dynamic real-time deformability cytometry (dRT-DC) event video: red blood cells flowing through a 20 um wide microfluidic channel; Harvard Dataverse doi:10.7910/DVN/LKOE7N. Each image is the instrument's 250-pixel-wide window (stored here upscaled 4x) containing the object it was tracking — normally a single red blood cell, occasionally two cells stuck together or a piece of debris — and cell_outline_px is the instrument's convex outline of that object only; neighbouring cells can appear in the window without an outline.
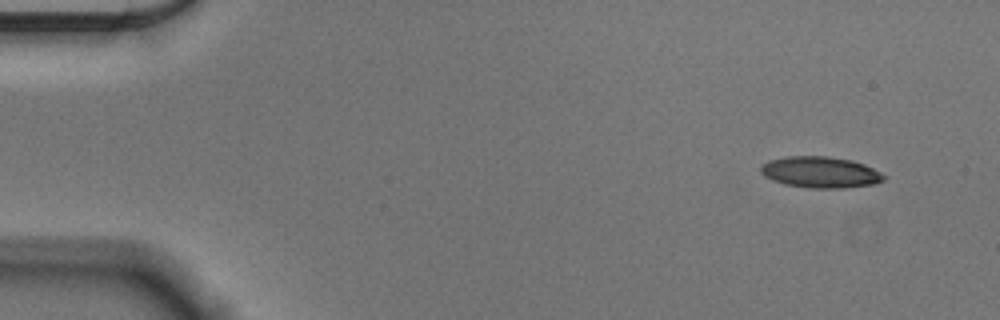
{"species": "Egyptian fruit bat (a non-hibernating species)", "species_latin": "Rousettus aegyptiacus", "temperature_condition": "cold", "stored_images_in_passage": 52, "camera_frame_rate_fps": 3000, "um_per_image_px": 0.085, "animal": {"sex": "male"}, "frame": {"image": 1, "passage_image": 1, "time_ms": 0.0, "image_size_px": [1000, 320], "cell_outline_px": [[888, 176], [884, 180], [876, 184], [844, 188], [812, 188], [784, 184], [772, 180], [764, 176], [760, 172], [760, 168], [768, 160], [784, 156], [828, 156], [852, 160], [864, 164]], "centroid_in_image_um": [69.75, 14.64], "position_along_channel_um": 15.3, "area_um2": 22.6}}
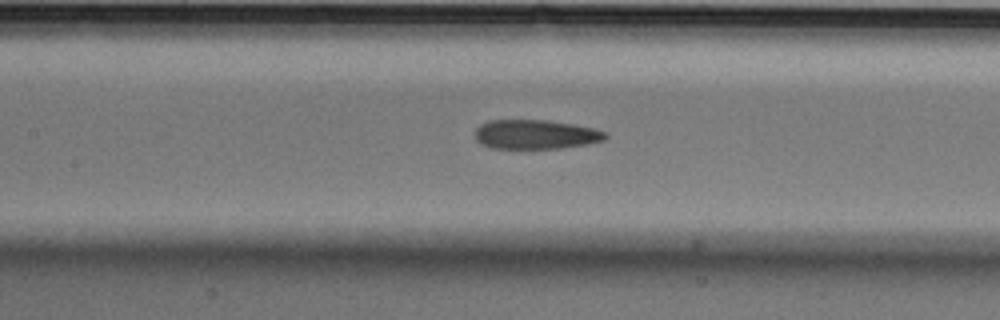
{"frame": {"image": 2, "passage_image": 22, "time_ms": 7.0, "image_size_px": [1000, 320], "cell_outline_px": [[608, 136], [604, 140], [584, 144], [560, 148], [492, 148], [480, 144], [476, 140], [476, 128], [480, 124], [488, 120], [544, 120], [572, 124], [592, 128], [604, 132]], "centroid_in_image_um": [45.47, 11.42], "position_along_channel_um": 161.9, "area_um2": 22.02}}
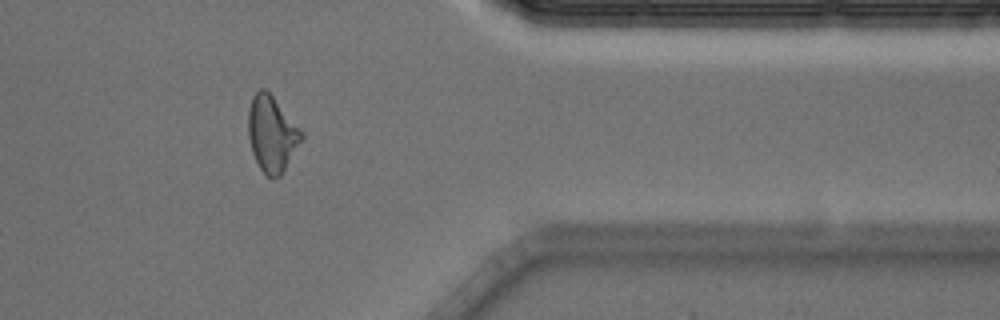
{"frame": {"image": 3, "passage_image": 42, "time_ms": 13.667, "image_size_px": [1000, 320], "cell_outline_px": [[304, 136], [280, 176], [268, 176], [260, 168], [252, 152], [248, 136], [248, 112], [252, 96], [260, 88], [264, 88], [272, 96], [304, 132]], "centroid_in_image_um": [23.1, 11.35], "position_along_channel_um": 388.3, "area_um2": 23.12}, "authors_computed_cell_mechanics": {"area_um2": 22.9755, "velocity_mm_per_s": 3.6231, "shape_relaxation_time_tau1_ms": 7.8735, "shape_relaxation_time_tau2_ms": 3.3628, "deformation_change_tau1": 0.1887, "deformation_change_tau2": 0.1273}}